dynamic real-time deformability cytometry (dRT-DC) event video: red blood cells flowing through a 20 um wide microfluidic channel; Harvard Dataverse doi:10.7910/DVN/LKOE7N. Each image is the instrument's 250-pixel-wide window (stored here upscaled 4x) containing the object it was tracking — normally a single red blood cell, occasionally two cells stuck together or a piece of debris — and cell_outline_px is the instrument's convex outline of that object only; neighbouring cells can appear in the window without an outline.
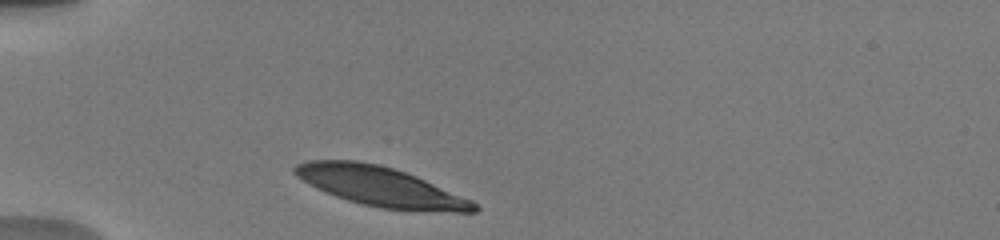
{"species": "human", "species_latin": "Homo sapiens", "temperature_condition": "warm", "stored_images_in_passage": 2, "camera_frame_rate_fps": 3000, "um_per_image_px": 0.085, "donor": {"sex": "male"}, "frame": {"image": 1, "passage_image": 1, "time_ms": 0.0, "image_size_px": [1000, 240], "cell_outline_px": [[480, 208], [476, 212], [456, 212], [380, 208], [348, 200], [336, 196], [316, 188], [308, 184], [296, 176], [292, 172], [292, 168], [296, 164], [308, 160], [356, 160], [376, 164], [392, 168], [416, 176], [472, 200]], "centroid_in_image_um": [32.31, 15.84], "position_along_channel_um": 52.7, "area_um2": 40.86}}